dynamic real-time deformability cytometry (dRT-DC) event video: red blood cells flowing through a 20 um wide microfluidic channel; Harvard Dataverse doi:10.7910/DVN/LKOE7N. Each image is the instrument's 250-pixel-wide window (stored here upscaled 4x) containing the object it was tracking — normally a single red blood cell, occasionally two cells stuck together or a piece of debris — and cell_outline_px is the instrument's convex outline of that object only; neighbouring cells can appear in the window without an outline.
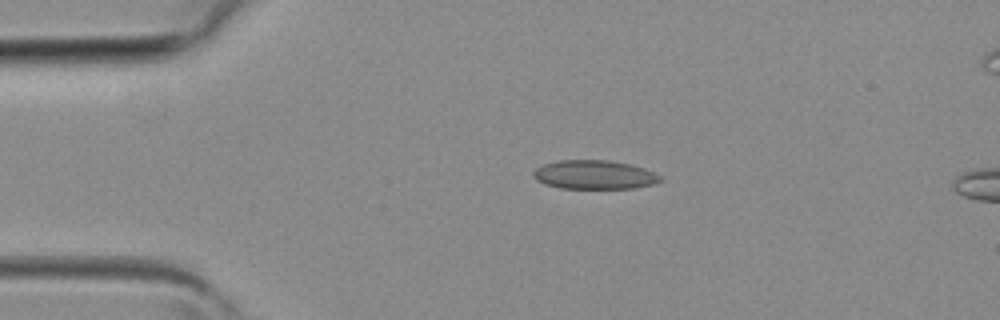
{"species": "common noctule bat (a hibernating species)", "species_latin": "Nyctalus noctula", "temperature_condition": "room temperature", "stored_images_in_passage": 3, "camera_frame_rate_fps": 3000, "um_per_image_px": 0.085, "animal": {"sex": "female", "body_mass_g": 19.3, "forearm_length_mm": 54.1}, "frame": {"image": 1, "passage_image": 2, "time_ms": 0.333, "image_size_px": [1000, 320], "cell_outline_px": [[664, 180], [652, 184], [632, 188], [560, 188], [544, 184], [536, 180], [532, 176], [532, 172], [536, 168], [544, 164], [560, 160], [608, 160], [632, 164], [644, 168], [664, 176]], "centroid_in_image_um": [50.54, 14.85], "position_along_channel_um": 34.5, "area_um2": 21.56}}